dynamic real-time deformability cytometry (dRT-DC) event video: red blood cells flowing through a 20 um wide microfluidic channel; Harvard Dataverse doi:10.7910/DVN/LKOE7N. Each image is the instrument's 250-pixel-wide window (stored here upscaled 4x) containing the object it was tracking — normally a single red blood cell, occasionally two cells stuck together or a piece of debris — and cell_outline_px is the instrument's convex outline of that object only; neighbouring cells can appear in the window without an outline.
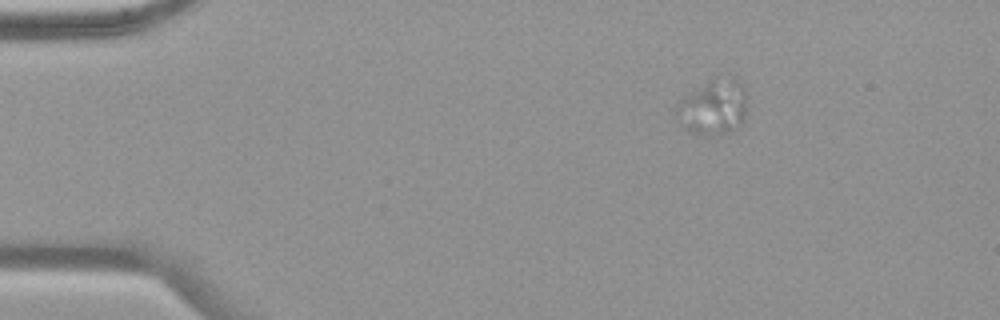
{"species": "common noctule bat (a hibernating species)", "species_latin": "Nyctalus noctula", "temperature_condition": "warm", "stored_images_in_passage": 55, "camera_frame_rate_fps": 3000, "um_per_image_px": 0.085, "animal": {"sex": "female", "body_mass_g": 19.9}, "frame": {"image": 1, "passage_image": 9, "time_ms": 2.667, "image_size_px": [1000, 320], "cell_outline_px": [[744, 120], [736, 128], [728, 132], [708, 136], [688, 132], [680, 124], [676, 116], [676, 104], [684, 96], [712, 80], [732, 76], [736, 76], [744, 84]], "centroid_in_image_um": [60.61, 9.13], "position_along_channel_um": 24.4, "area_um2": 22.6}}
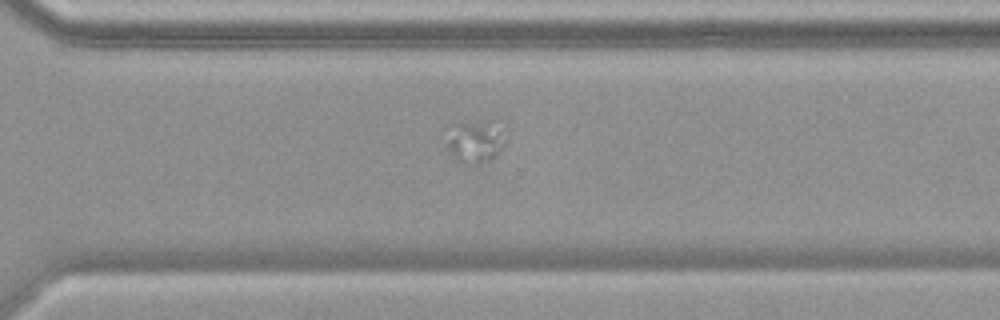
{"frame": {"image": 2, "passage_image": 40, "time_ms": 13.0, "image_size_px": [1000, 320], "cell_outline_px": [[504, 144], [500, 152], [488, 160], [476, 164], [464, 164], [456, 160], [452, 156], [440, 140], [440, 132], [448, 124], [488, 120]], "centroid_in_image_um": [40.08, 12.03], "position_along_channel_um": 330.5, "area_um2": 14.91}}
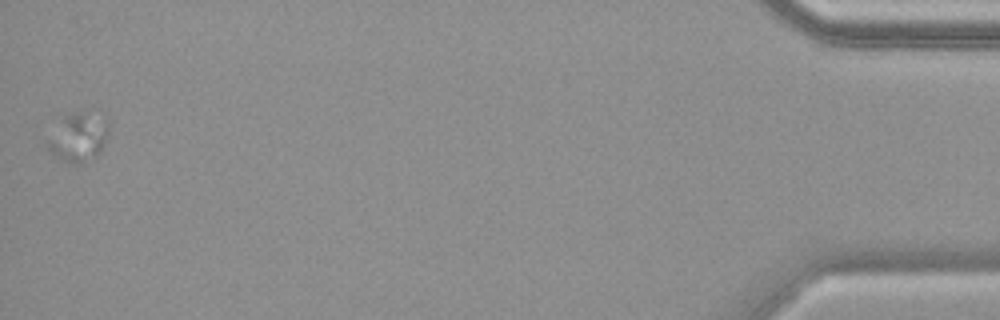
{"frame": {"image": 3, "passage_image": 55, "time_ms": 18.0, "image_size_px": [1000, 320], "cell_outline_px": [[108, 132], [104, 144], [100, 152], [96, 156], [76, 164], [72, 164], [64, 160], [52, 152], [44, 144], [64, 116], [72, 112], [80, 112], [108, 120]], "centroid_in_image_um": [6.65, 11.68], "position_along_channel_um": 428.5, "area_um2": 16.7}}